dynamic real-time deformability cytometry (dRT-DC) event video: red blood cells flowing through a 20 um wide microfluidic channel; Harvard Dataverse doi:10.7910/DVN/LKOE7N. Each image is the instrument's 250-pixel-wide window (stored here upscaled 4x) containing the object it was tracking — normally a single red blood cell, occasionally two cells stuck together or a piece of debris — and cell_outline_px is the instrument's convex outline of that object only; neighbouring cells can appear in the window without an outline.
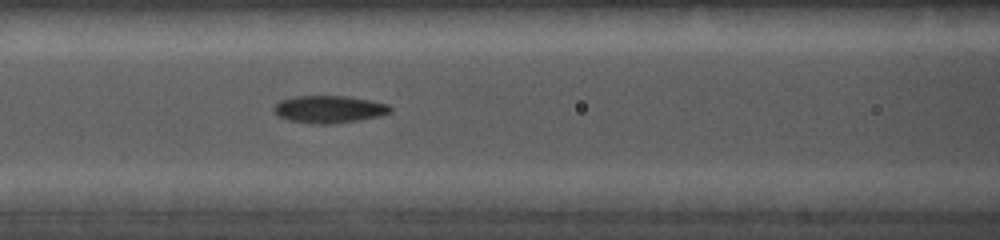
{"species": "common noctule bat (a hibernating species)", "species_latin": "Nyctalus noctula", "temperature_condition": "cold", "stored_images_in_passage": 10, "camera_frame_rate_fps": 5000, "um_per_image_px": 0.085, "animal": {"sex": "female", "body_mass_g": 19.0, "forearm_length_mm": 56.7}, "frame": {"image": 1, "passage_image": 4, "time_ms": 2.0, "image_size_px": [1000, 240], "cell_outline_px": [[392, 112], [380, 116], [360, 120], [332, 124], [312, 124], [288, 120], [280, 116], [272, 108], [280, 100], [296, 96], [344, 96], [368, 100], [388, 104], [392, 108]], "centroid_in_image_um": [27.99, 9.29], "position_along_channel_um": 138.6, "area_um2": 18.55}}
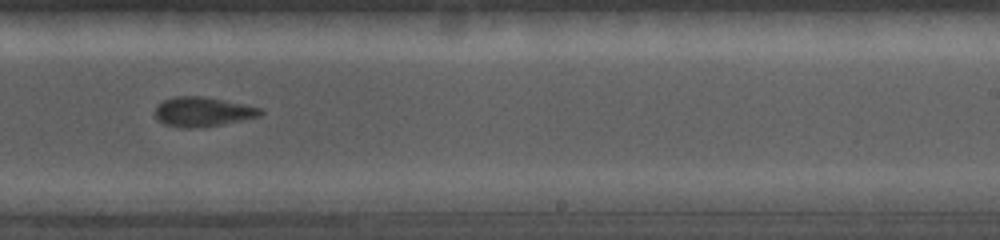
{"frame": {"image": 2, "passage_image": 9, "time_ms": 5.0, "image_size_px": [1000, 240], "cell_outline_px": [[264, 112], [260, 116], [244, 120], [196, 128], [180, 128], [164, 124], [156, 120], [156, 108], [164, 100], [176, 96], [200, 96], [260, 108]], "centroid_in_image_um": [17.2, 9.52], "position_along_channel_um": 271.8, "area_um2": 17.8}}